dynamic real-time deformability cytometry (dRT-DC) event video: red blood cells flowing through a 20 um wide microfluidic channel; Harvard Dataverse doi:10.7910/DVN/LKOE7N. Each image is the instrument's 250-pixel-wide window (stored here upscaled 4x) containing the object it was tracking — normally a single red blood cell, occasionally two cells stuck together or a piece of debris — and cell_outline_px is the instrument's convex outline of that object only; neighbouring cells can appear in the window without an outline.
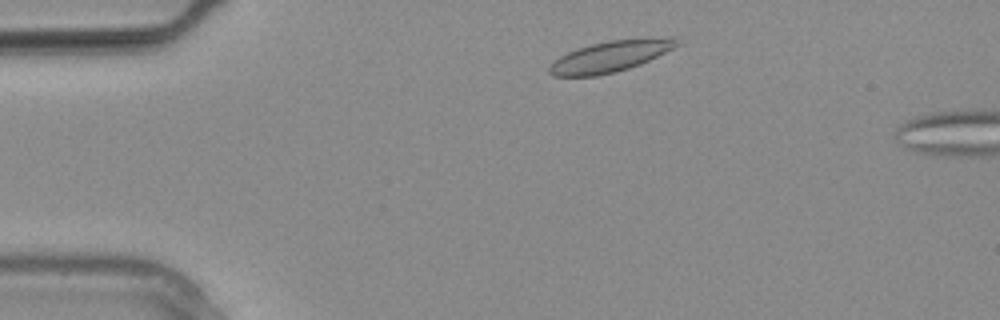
{"species": "common noctule bat (a hibernating species)", "species_latin": "Nyctalus noctula", "temperature_condition": "warm", "stored_images_in_passage": 4, "camera_frame_rate_fps": 3000, "um_per_image_px": 0.085, "animal": {"sex": "male", "body_mass_g": 20.4}, "frame": {"image": 1, "passage_image": 2, "time_ms": 0.333, "image_size_px": [1000, 320], "cell_outline_px": [[684, 44], [640, 64], [628, 68], [596, 76], [552, 76], [548, 72], [548, 64], [552, 60], [568, 52], [592, 44], [608, 40], [672, 36], [676, 36]], "centroid_in_image_um": [51.94, 4.77], "position_along_channel_um": 33.1, "area_um2": 23.47}}